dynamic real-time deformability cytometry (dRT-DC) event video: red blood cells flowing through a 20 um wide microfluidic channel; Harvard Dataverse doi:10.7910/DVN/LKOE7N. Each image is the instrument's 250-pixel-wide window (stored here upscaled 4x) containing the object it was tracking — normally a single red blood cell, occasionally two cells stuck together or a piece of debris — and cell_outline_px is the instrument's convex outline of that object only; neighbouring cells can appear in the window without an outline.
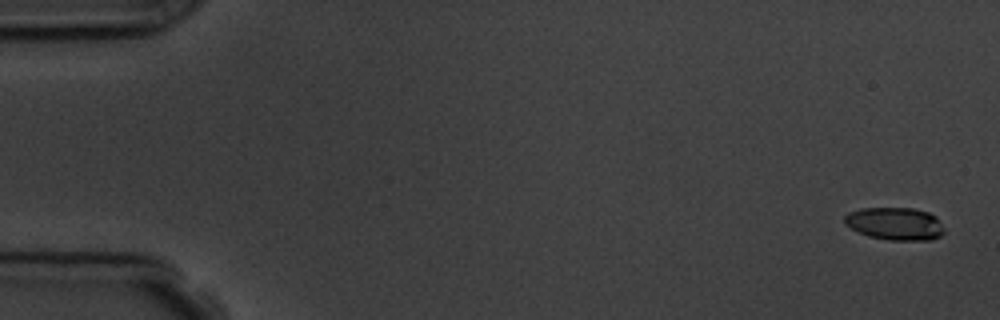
{"species": "common noctule bat (a hibernating species)", "species_latin": "Nyctalus noctula", "temperature_condition": "room temperature", "stored_images_in_passage": 6, "camera_frame_rate_fps": 3000, "um_per_image_px": 0.085, "animal": {"sex": "male", "body_mass_g": 19.5, "forearm_length_mm": 54.6}, "frame": {"image": 1, "passage_image": 1, "time_ms": 0.0, "image_size_px": [1000, 320], "cell_outline_px": [[944, 232], [940, 236], [932, 240], [888, 240], [868, 236], [844, 224], [844, 216], [848, 212], [860, 208], [912, 208], [928, 212], [936, 216], [944, 228]], "centroid_in_image_um": [76.08, 19.01], "position_along_channel_um": 8.9, "area_um2": 19.07}}
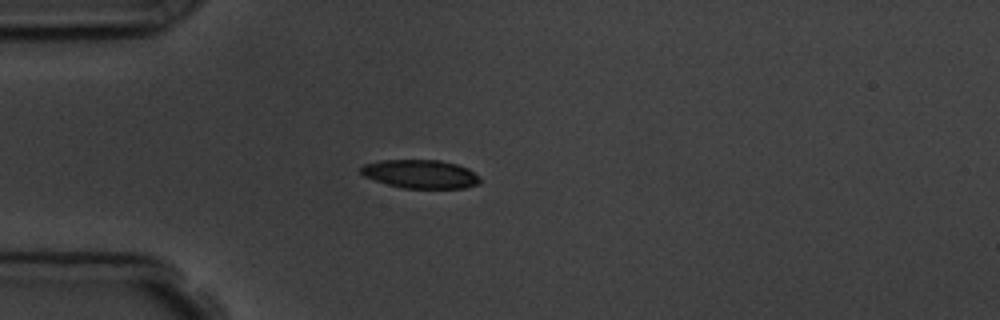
{"frame": {"image": 2, "passage_image": 5, "time_ms": 4.667, "image_size_px": [1000, 320], "cell_outline_px": [[480, 184], [464, 188], [404, 188], [388, 184], [364, 176], [360, 172], [360, 168], [364, 164], [380, 160], [440, 160], [456, 164], [468, 168], [480, 180]], "centroid_in_image_um": [35.73, 14.79], "position_along_channel_um": 49.3, "area_um2": 19.65}}